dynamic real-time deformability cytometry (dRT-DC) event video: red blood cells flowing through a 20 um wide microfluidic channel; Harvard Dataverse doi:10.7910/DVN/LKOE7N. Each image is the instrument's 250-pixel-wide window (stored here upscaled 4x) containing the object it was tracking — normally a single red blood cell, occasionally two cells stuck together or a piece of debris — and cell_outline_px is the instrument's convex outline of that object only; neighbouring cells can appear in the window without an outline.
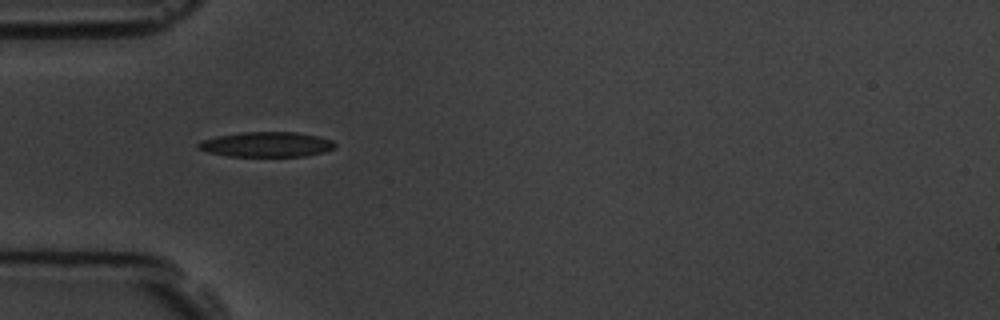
{"species": "common noctule bat (a hibernating species)", "species_latin": "Nyctalus noctula", "temperature_condition": "room temperature", "stored_images_in_passage": 1, "camera_frame_rate_fps": 3000, "um_per_image_px": 0.085, "animal": {"sex": "male", "body_mass_g": 19.5, "forearm_length_mm": 54.6}, "frame": {"image": 1, "passage_image": 1, "time_ms": 0.0, "image_size_px": [1000, 320], "cell_outline_px": [[336, 148], [324, 152], [304, 156], [228, 156], [208, 152], [196, 148], [196, 144], [200, 140], [216, 136], [244, 132], [296, 132], [320, 136], [332, 140], [336, 144]], "centroid_in_image_um": [22.65, 12.27], "position_along_channel_um": 62.3, "area_um2": 20.11}}